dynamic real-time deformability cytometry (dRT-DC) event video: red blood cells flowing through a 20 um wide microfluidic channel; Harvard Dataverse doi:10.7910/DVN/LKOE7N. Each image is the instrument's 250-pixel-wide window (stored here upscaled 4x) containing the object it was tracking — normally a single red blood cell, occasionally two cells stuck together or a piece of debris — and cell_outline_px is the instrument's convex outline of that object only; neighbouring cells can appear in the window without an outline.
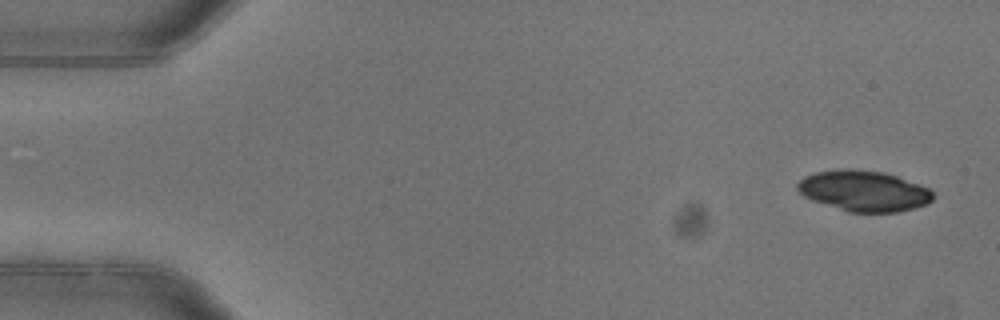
{"species": "common noctule bat (a hibernating species)", "species_latin": "Nyctalus noctula", "temperature_condition": "warm", "stored_images_in_passage": 4, "camera_frame_rate_fps": 3000, "um_per_image_px": 0.085, "animal": {"sex": "female"}, "frame": {"image": 1, "passage_image": 1, "time_ms": 0.0, "image_size_px": [1000, 320], "cell_outline_px": [[936, 196], [928, 204], [896, 212], [848, 212], [812, 200], [804, 196], [796, 188], [796, 184], [804, 176], [816, 172], [840, 168], [848, 168], [884, 172], [896, 176], [928, 188]], "centroid_in_image_um": [73.4, 16.22], "position_along_channel_um": 11.6, "area_um2": 32.14}}